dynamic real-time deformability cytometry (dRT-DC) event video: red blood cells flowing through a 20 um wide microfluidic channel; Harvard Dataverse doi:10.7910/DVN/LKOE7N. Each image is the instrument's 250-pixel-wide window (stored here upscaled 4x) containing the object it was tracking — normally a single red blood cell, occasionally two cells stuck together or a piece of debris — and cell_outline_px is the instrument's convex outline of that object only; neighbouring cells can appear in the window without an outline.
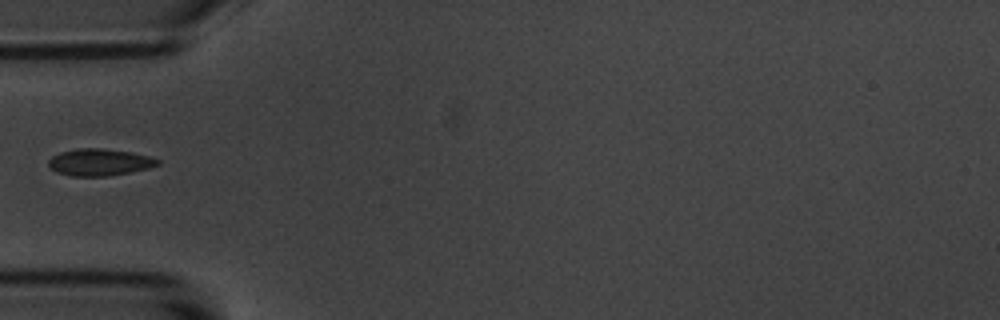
{"species": "common noctule bat (a hibernating species)", "species_latin": "Nyctalus noctula", "temperature_condition": "room temperature", "stored_images_in_passage": 15, "camera_frame_rate_fps": 3000, "um_per_image_px": 0.085, "animal": {"sex": "male", "body_mass_g": 20.1, "forearm_length_mm": 53.5}, "frame": {"image": 1, "passage_image": 5, "time_ms": 5.333, "image_size_px": [1000, 320], "cell_outline_px": [[160, 164], [148, 168], [108, 176], [72, 176], [56, 172], [48, 164], [48, 160], [52, 156], [60, 152], [76, 148], [100, 148], [132, 152], [148, 156], [160, 160]], "centroid_in_image_um": [8.44, 13.78], "position_along_channel_um": 76.6, "area_um2": 17.05}}
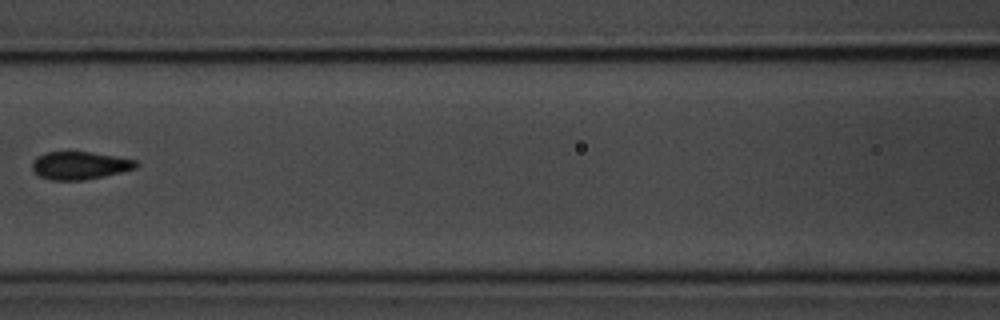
{"frame": {"image": 2, "passage_image": 7, "time_ms": 7.667, "image_size_px": [1000, 320], "cell_outline_px": [[140, 164], [136, 168], [104, 176], [84, 180], [52, 180], [40, 176], [32, 168], [32, 164], [36, 156], [48, 152], [92, 152], [116, 156], [136, 160]], "centroid_in_image_um": [6.8, 14.06], "position_along_channel_um": 159.8, "area_um2": 16.76}}
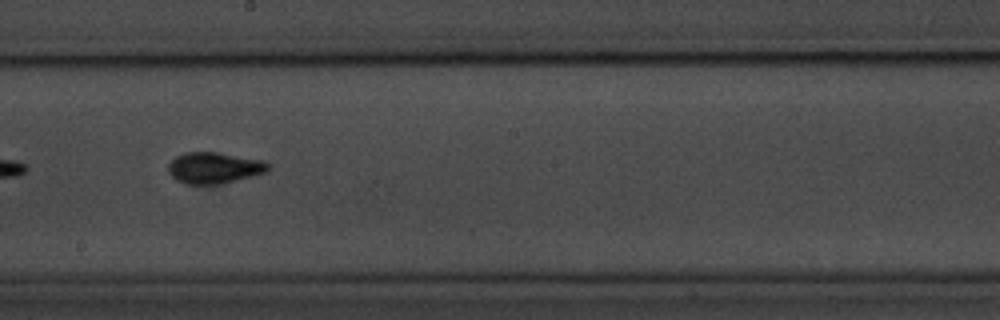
{"frame": {"image": 3, "passage_image": 9, "time_ms": 9.667, "image_size_px": [1000, 320], "cell_outline_px": [[268, 172], [220, 184], [184, 184], [176, 180], [168, 172], [168, 164], [176, 156], [184, 152], [220, 152], [264, 160], [268, 164]], "centroid_in_image_um": [18.19, 14.26], "position_along_channel_um": 230.0, "area_um2": 18.32}, "authors_computed_cell_mechanics": {"area_um2": 17.051, "velocity_mm_per_s": 3.5286, "shape_relaxation_time_tau1_ms": 5.0052, "shape_relaxation_time_tau2_ms": 3.3768, "deformation_change_tau1": 0.0878, "deformation_change_tau2": 0.0612}}